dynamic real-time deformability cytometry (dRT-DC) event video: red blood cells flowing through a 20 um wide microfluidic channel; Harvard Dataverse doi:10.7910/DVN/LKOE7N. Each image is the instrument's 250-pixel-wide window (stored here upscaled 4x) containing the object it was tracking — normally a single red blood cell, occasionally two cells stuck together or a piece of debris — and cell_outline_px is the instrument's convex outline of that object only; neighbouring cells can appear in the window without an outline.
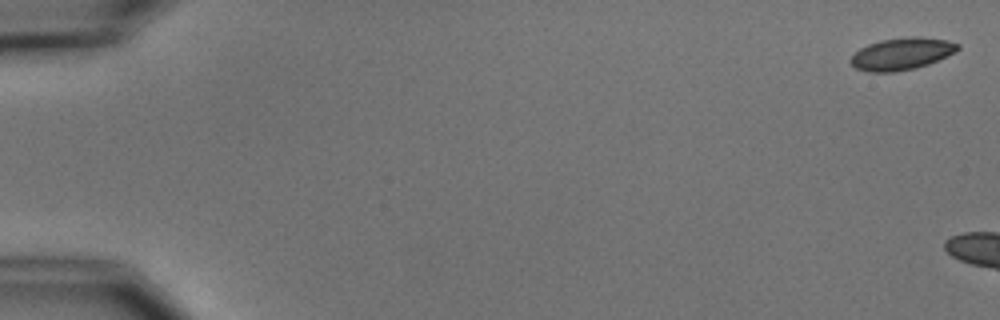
{"species": "common noctule bat (a hibernating species)", "species_latin": "Nyctalus noctula", "temperature_condition": "cold", "stored_images_in_passage": 5, "camera_frame_rate_fps": 3000, "um_per_image_px": 0.085, "animal": {"sex": "male", "body_mass_g": 15.6}, "frame": {"image": 1, "passage_image": 1, "time_ms": 0.0, "image_size_px": [1000, 320], "cell_outline_px": [[960, 48], [956, 52], [928, 64], [916, 68], [892, 72], [868, 72], [856, 68], [848, 60], [860, 48], [868, 44], [880, 40], [908, 36], [920, 36], [948, 40], [960, 44]], "centroid_in_image_um": [76.66, 4.56], "position_along_channel_um": 8.3, "area_um2": 20.17}}